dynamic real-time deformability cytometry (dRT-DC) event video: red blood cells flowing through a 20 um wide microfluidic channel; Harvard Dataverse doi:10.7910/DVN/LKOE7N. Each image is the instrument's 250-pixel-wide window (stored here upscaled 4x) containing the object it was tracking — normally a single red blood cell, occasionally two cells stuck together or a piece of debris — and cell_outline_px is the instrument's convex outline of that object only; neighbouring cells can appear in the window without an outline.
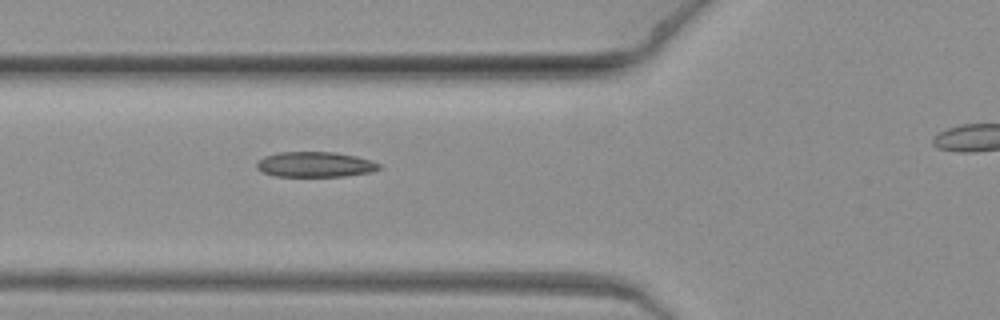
{"species": "common noctule bat (a hibernating species)", "species_latin": "Nyctalus noctula", "temperature_condition": "warm", "stored_images_in_passage": 9, "segment_of_instrument_passage": [1, 2], "camera_frame_rate_fps": 3000, "um_per_image_px": 0.085, "animal": {"sex": "female", "body_mass_g": 19.3, "forearm_length_mm": 54.1}, "frame": {"image": 1, "passage_image": 8, "time_ms": 2.333, "image_size_px": [1000, 320], "cell_outline_px": [[380, 168], [368, 172], [344, 176], [276, 176], [264, 172], [256, 168], [256, 164], [264, 156], [276, 152], [332, 152], [356, 156], [372, 160], [380, 164]], "centroid_in_image_um": [26.76, 13.97], "position_along_channel_um": 99.0, "area_um2": 17.86}}